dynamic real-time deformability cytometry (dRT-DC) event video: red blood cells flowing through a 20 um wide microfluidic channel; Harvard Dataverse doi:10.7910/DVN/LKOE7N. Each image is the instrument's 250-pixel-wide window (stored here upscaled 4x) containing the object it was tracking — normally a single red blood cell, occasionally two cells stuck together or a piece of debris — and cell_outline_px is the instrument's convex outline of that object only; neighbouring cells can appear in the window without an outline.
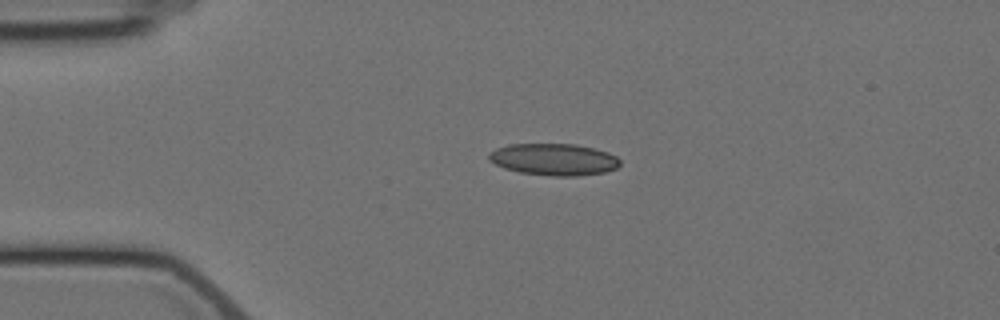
{"species": "Egyptian fruit bat (a non-hibernating species)", "species_latin": "Rousettus aegyptiacus", "temperature_condition": "cold", "stored_images_in_passage": 4, "camera_frame_rate_fps": 3000, "um_per_image_px": 0.085, "animal": {"sex": "female"}, "frame": {"image": 1, "passage_image": 3, "time_ms": 2.333, "image_size_px": [1000, 320], "cell_outline_px": [[620, 164], [616, 168], [604, 172], [576, 176], [552, 176], [520, 172], [504, 168], [488, 160], [488, 152], [496, 148], [508, 144], [576, 144], [608, 152], [616, 156], [620, 160]], "centroid_in_image_um": [47.05, 13.54], "position_along_channel_um": 37.9, "area_um2": 24.33}}
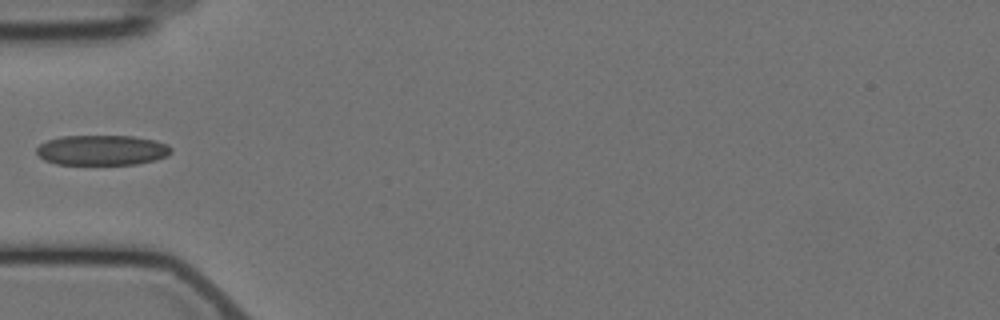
{"frame": {"image": 2, "passage_image": 4, "time_ms": 4.333, "image_size_px": [1000, 320], "cell_outline_px": [[172, 152], [156, 160], [136, 164], [56, 164], [44, 160], [36, 152], [36, 148], [40, 144], [48, 140], [60, 136], [132, 136], [152, 140], [168, 144], [172, 148]], "centroid_in_image_um": [8.65, 12.76], "position_along_channel_um": 76.3, "area_um2": 23.58}}